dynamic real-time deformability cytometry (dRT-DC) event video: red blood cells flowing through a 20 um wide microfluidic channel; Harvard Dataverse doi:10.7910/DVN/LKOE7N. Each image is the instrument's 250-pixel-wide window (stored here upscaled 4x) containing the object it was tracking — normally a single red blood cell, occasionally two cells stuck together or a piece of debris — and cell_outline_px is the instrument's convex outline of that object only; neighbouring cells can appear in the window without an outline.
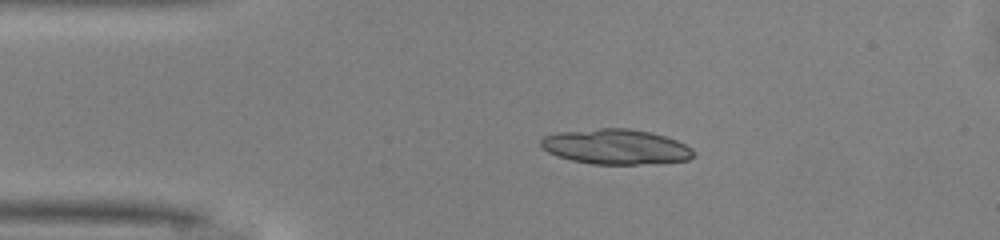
{"species": "common noctule bat (a hibernating species)", "species_latin": "Nyctalus noctula", "temperature_condition": "warm", "stored_images_in_passage": 47, "camera_frame_rate_fps": 3000, "um_per_image_px": 0.085, "animal": {"sex": "male", "body_mass_g": 13.0, "forearm_length_mm": 53.1}, "frame": {"image": 1, "passage_image": 8, "time_ms": 2.333, "image_size_px": [1000, 240], "cell_outline_px": [[696, 156], [688, 160], [636, 164], [592, 164], [572, 160], [556, 156], [548, 152], [540, 144], [540, 140], [544, 136], [556, 132], [600, 128], [628, 128], [652, 132], [676, 140], [692, 148], [696, 152]], "centroid_in_image_um": [52.34, 12.46], "position_along_channel_um": 32.7, "area_um2": 31.33}, "authors_computed_cell_mechanics": {"area_um2": 29.1312, "velocity_mm_per_s": 4.1404, "shape_relaxation_time_tau1_ms": 0.3759, "shape_relaxation_time_tau2_ms": 3.7977, "deformation_change_tau1": 0.2387, "deformation_change_tau2": 0.1061}}